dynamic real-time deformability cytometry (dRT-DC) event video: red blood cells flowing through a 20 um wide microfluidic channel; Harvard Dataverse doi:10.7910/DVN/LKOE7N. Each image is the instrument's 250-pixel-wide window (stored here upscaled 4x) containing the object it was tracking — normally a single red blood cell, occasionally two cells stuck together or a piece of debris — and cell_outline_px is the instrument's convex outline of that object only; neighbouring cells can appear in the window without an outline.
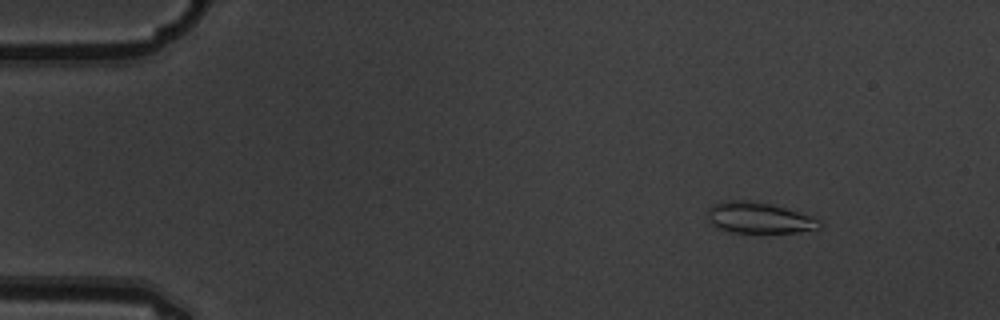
{"species": "common noctule bat (a hibernating species)", "species_latin": "Nyctalus noctula", "temperature_condition": "warm", "stored_images_in_passage": 5, "camera_frame_rate_fps": 3000, "um_per_image_px": 0.085, "animal": {"sex": "male", "body_mass_g": 19.5, "forearm_length_mm": 54.6}, "frame": {"image": 1, "passage_image": 2, "time_ms": 0.333, "image_size_px": [1000, 320], "cell_outline_px": [[824, 224], [820, 228], [800, 232], [732, 232], [720, 228], [712, 224], [708, 220], [708, 208], [724, 200], [748, 200], [772, 204], [812, 216], [820, 220]], "centroid_in_image_um": [64.55, 18.51], "position_along_channel_um": 20.4, "area_um2": 20.17}}
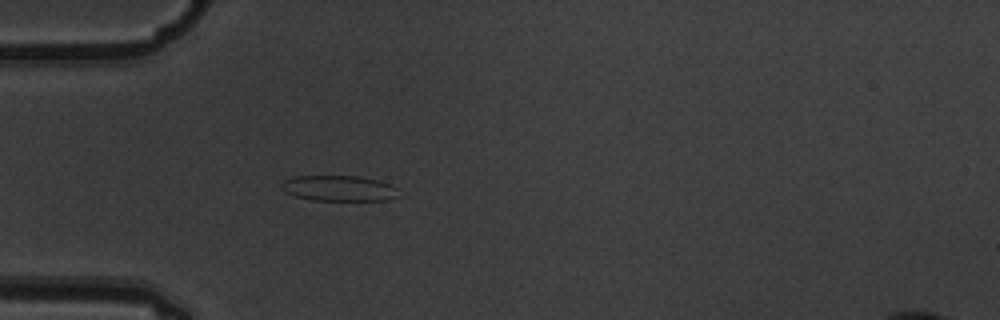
{"frame": {"image": 2, "passage_image": 5, "time_ms": 1.333, "image_size_px": [1000, 320], "cell_outline_px": [[400, 196], [388, 200], [312, 200], [296, 196], [288, 192], [280, 184], [284, 180], [292, 176], [360, 176], [376, 180], [388, 184], [396, 188]], "centroid_in_image_um": [28.83, 16.0], "position_along_channel_um": 56.2, "area_um2": 17.28}}